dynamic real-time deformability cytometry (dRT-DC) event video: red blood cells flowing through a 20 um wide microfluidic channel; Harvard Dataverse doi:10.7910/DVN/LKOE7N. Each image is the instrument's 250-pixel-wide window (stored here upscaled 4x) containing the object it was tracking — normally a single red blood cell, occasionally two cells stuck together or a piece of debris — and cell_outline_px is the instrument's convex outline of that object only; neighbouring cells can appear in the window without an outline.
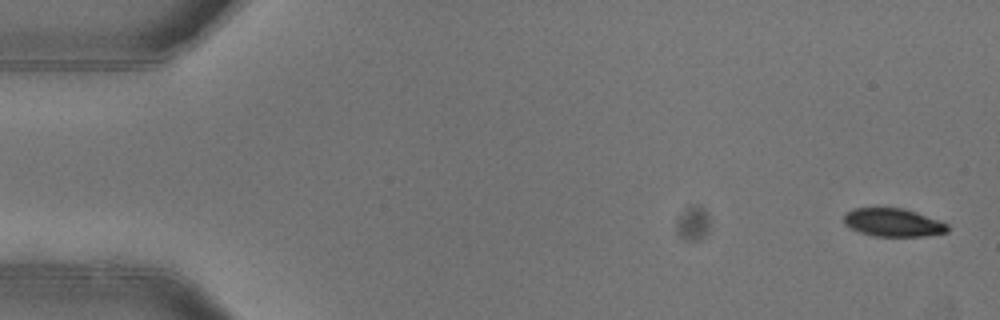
{"species": "common noctule bat (a hibernating species)", "species_latin": "Nyctalus noctula", "temperature_condition": "warm", "stored_images_in_passage": 51, "camera_frame_rate_fps": 3000, "um_per_image_px": 0.085, "animal": {"sex": "female"}, "frame": {"image": 1, "passage_image": 1, "time_ms": 0.0, "image_size_px": [1000, 320], "cell_outline_px": [[948, 232], [924, 236], [876, 236], [860, 232], [844, 224], [844, 212], [852, 208], [904, 208], [940, 220], [948, 224]], "centroid_in_image_um": [75.91, 18.9], "position_along_channel_um": 9.1, "area_um2": 17.05}}
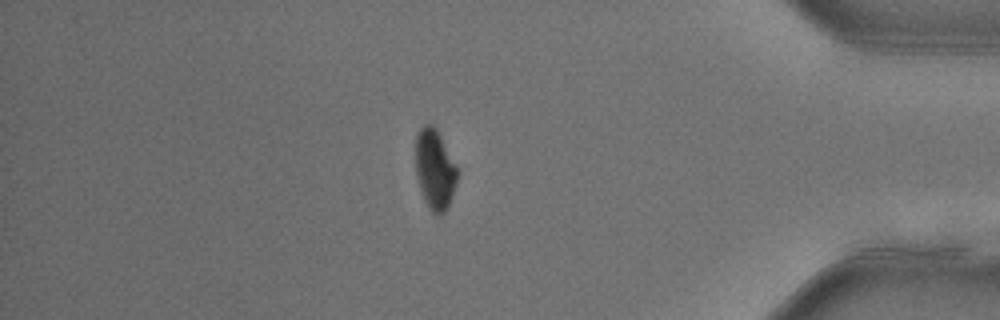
{"frame": {"image": 2, "passage_image": 44, "time_ms": 14.333, "image_size_px": [1000, 320], "cell_outline_px": [[460, 172], [448, 208], [440, 216], [436, 216], [428, 208], [424, 200], [420, 188], [416, 172], [416, 136], [420, 128], [424, 124], [432, 124], [436, 128], [456, 164]], "centroid_in_image_um": [36.98, 14.43], "position_along_channel_um": 398.2, "area_um2": 19.71}}
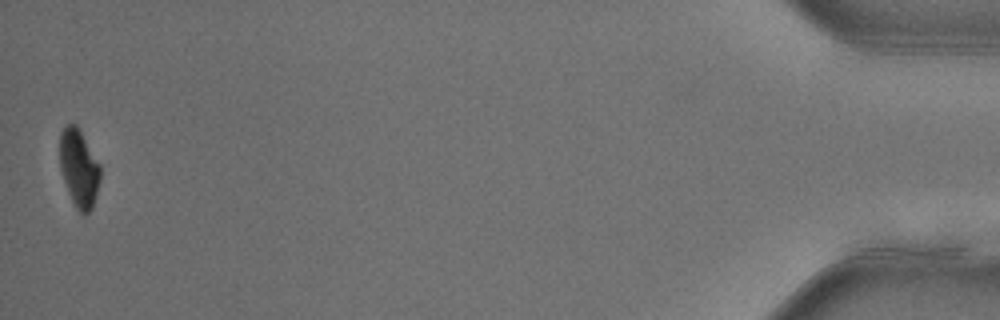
{"frame": {"image": 3, "passage_image": 51, "time_ms": 16.667, "image_size_px": [1000, 320], "cell_outline_px": [[100, 180], [96, 196], [92, 208], [84, 216], [76, 208], [68, 192], [60, 168], [60, 132], [68, 124], [76, 124], [100, 164]], "centroid_in_image_um": [6.72, 14.31], "position_along_channel_um": 428.5, "area_um2": 18.21}, "authors_computed_cell_mechanics": {"area_um2": 20.5768, "velocity_mm_per_s": 3.963, "shape_relaxation_time_tau1_ms": 3.1473, "shape_relaxation_time_tau2_ms": null, "deformation_change_tau1": 0.1375, "deformation_change_tau2": null}}